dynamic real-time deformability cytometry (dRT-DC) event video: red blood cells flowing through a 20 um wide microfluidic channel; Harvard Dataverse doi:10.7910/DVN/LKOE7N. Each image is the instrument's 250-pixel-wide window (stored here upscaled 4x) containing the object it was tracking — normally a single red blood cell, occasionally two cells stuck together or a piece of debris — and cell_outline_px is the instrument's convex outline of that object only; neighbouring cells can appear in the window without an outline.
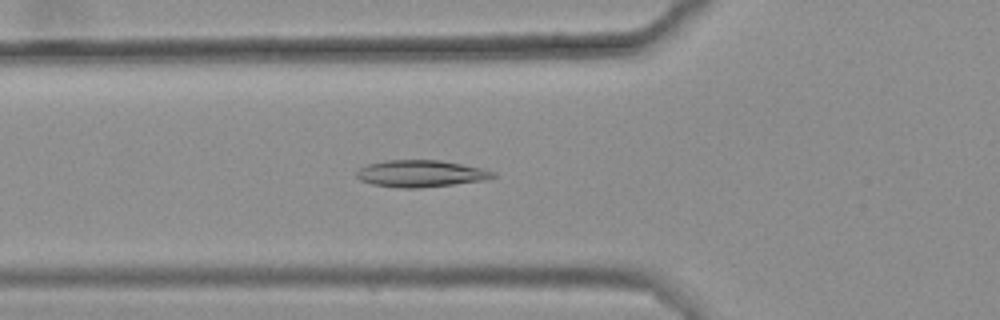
{"species": "common noctule bat (a hibernating species)", "species_latin": "Nyctalus noctula", "temperature_condition": "warm", "stored_images_in_passage": 48, "camera_frame_rate_fps": 3000, "um_per_image_px": 0.085, "animal": {"sex": "female", "body_mass_g": 25.1}, "frame": {"image": 1, "passage_image": 20, "time_ms": 6.333, "image_size_px": [1000, 320], "cell_outline_px": [[496, 176], [488, 180], [420, 188], [396, 188], [372, 184], [360, 180], [356, 176], [356, 172], [360, 168], [368, 164], [388, 160], [440, 160], [484, 168], [496, 172]], "centroid_in_image_um": [35.8, 14.76], "position_along_channel_um": 90.0, "area_um2": 21.56}}
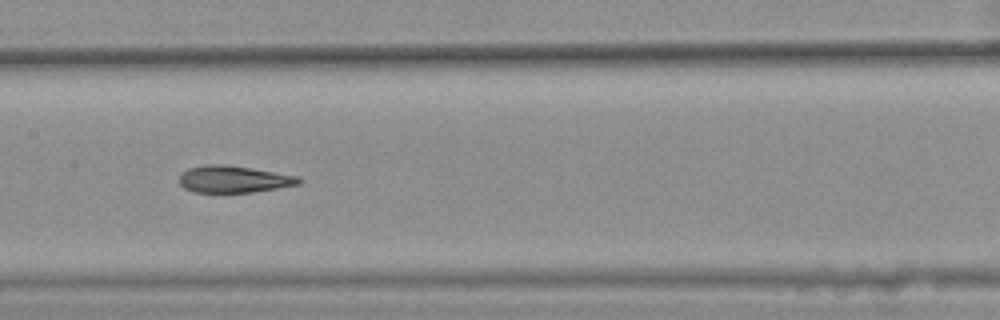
{"frame": {"image": 2, "passage_image": 28, "time_ms": 9.0, "image_size_px": [1000, 320], "cell_outline_px": [[304, 180], [300, 184], [252, 192], [192, 192], [184, 188], [180, 184], [180, 172], [188, 168], [204, 164], [220, 164], [248, 168], [300, 176]], "centroid_in_image_um": [19.85, 15.23], "position_along_channel_um": 187.6, "area_um2": 18.73}}
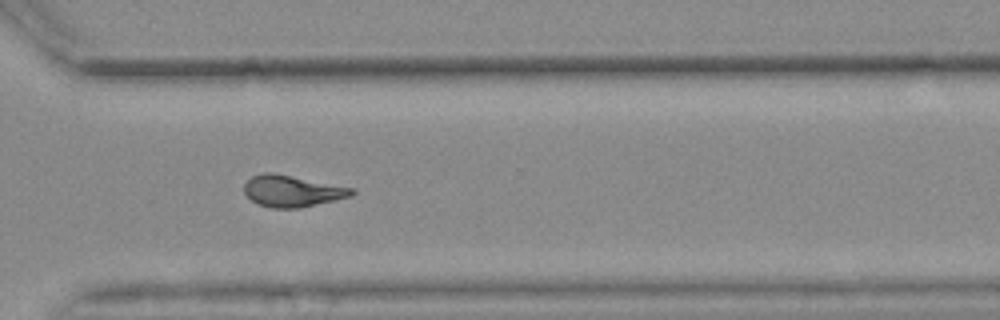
{"frame": {"image": 3, "passage_image": 41, "time_ms": 13.333, "image_size_px": [1000, 320], "cell_outline_px": [[356, 192], [352, 196], [336, 200], [300, 208], [272, 208], [256, 204], [244, 192], [244, 184], [252, 176], [264, 172], [272, 172], [356, 188]], "centroid_in_image_um": [24.87, 16.24], "position_along_channel_um": 345.7, "area_um2": 19.94}, "authors_computed_cell_mechanics": {"area_um2": 19.8543, "velocity_mm_per_s": 3.6473, "shape_relaxation_time_tau1_ms": null, "shape_relaxation_time_tau2_ms": 2.5093, "deformation_change_tau1": null, "deformation_change_tau2": 0.1088}}